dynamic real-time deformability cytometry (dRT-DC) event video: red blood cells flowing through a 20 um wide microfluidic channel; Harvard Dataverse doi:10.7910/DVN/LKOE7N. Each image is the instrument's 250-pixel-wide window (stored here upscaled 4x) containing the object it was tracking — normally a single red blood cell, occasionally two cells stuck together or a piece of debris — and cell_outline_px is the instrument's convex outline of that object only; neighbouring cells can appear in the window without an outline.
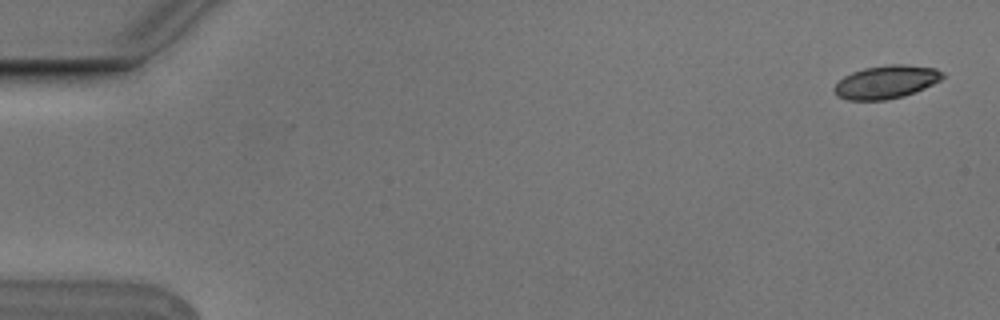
{"species": "Egyptian fruit bat (a non-hibernating species)", "species_latin": "Rousettus aegyptiacus", "temperature_condition": "cold", "stored_images_in_passage": 6, "camera_frame_rate_fps": 3000, "um_per_image_px": 0.085, "animal": {"sex": "male"}, "frame": {"image": 1, "passage_image": 1, "time_ms": 0.0, "image_size_px": [1000, 320], "cell_outline_px": [[944, 76], [940, 80], [924, 88], [904, 96], [884, 100], [848, 100], [836, 96], [832, 88], [844, 76], [852, 72], [864, 68], [888, 64], [904, 64], [936, 68], [944, 72]], "centroid_in_image_um": [75.31, 6.96], "position_along_channel_um": 9.7, "area_um2": 20.98}}
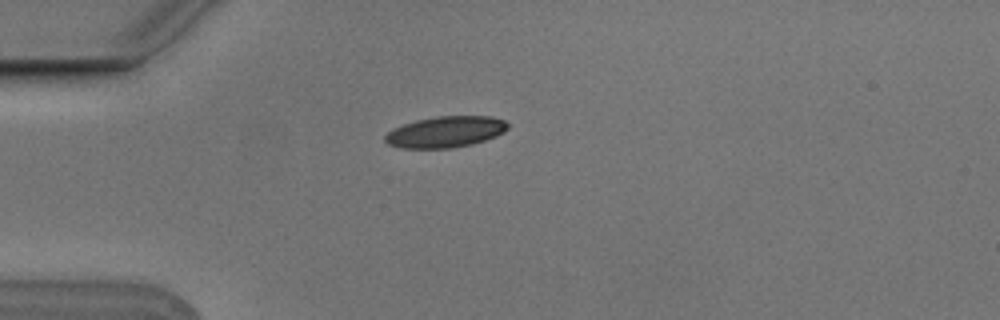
{"frame": {"image": 2, "passage_image": 4, "time_ms": 1.0, "image_size_px": [1000, 320], "cell_outline_px": [[508, 128], [504, 132], [496, 136], [472, 144], [452, 148], [400, 148], [388, 144], [384, 140], [384, 136], [392, 128], [416, 120], [436, 116], [492, 116], [504, 120], [508, 124]], "centroid_in_image_um": [37.86, 11.21], "position_along_channel_um": 47.1, "area_um2": 22.37}}
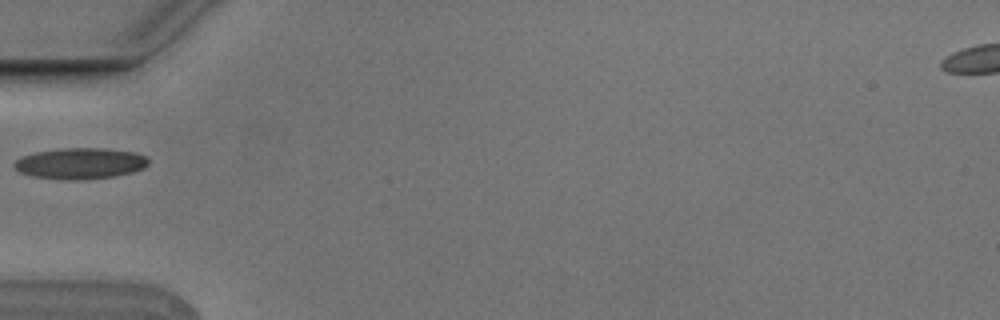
{"frame": {"image": 3, "passage_image": 5, "time_ms": 1.333, "image_size_px": [1000, 320], "cell_outline_px": [[148, 164], [144, 168], [132, 172], [112, 176], [32, 176], [20, 172], [12, 164], [20, 156], [36, 152], [60, 148], [104, 148], [136, 152], [148, 156]], "centroid_in_image_um": [6.86, 13.81], "position_along_channel_um": 78.1, "area_um2": 23.06}}